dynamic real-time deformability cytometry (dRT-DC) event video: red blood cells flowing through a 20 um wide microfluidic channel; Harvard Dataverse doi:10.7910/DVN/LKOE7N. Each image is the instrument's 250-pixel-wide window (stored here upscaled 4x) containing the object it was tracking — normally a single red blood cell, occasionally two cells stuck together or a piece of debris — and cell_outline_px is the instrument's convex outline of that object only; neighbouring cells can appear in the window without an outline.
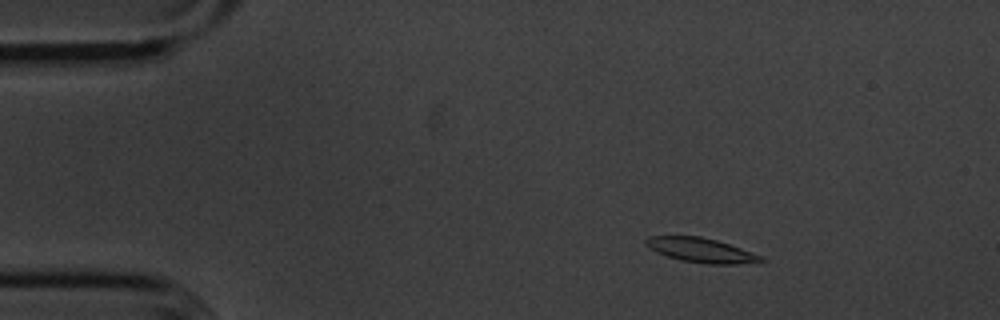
{"species": "common noctule bat (a hibernating species)", "species_latin": "Nyctalus noctula", "temperature_condition": "cold", "stored_images_in_passage": 49, "camera_frame_rate_fps": 3000, "um_per_image_px": 0.085, "animal": {"sex": "male", "body_mass_g": 20.1, "forearm_length_mm": 53.5}, "frame": {"image": 1, "passage_image": 2, "time_ms": 0.333, "image_size_px": [1000, 320], "cell_outline_px": [[768, 260], [756, 264], [708, 264], [680, 260], [656, 252], [644, 244], [644, 240], [648, 236], [700, 236], [716, 240], [764, 256]], "centroid_in_image_um": [59.66, 21.28], "position_along_channel_um": 25.3, "area_um2": 16.65}}
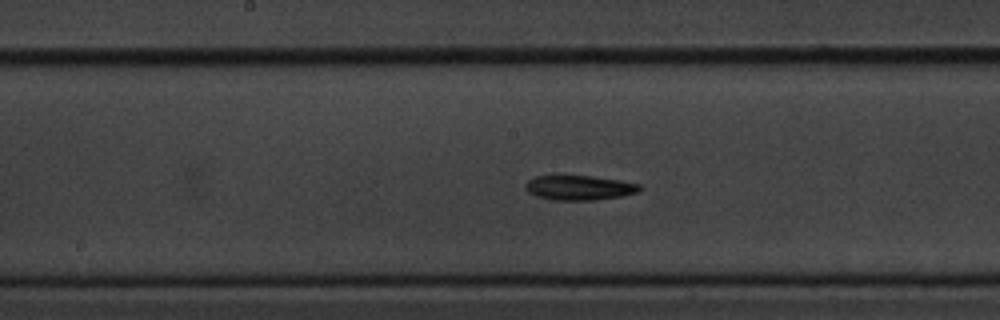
{"frame": {"image": 2, "passage_image": 22, "time_ms": 7.0, "image_size_px": [1000, 320], "cell_outline_px": [[644, 188], [640, 192], [620, 196], [596, 200], [552, 200], [536, 196], [528, 192], [524, 188], [524, 184], [532, 176], [552, 172], [592, 176], [620, 180], [640, 184]], "centroid_in_image_um": [49.16, 15.9], "position_along_channel_um": 199.0, "area_um2": 17.51}}
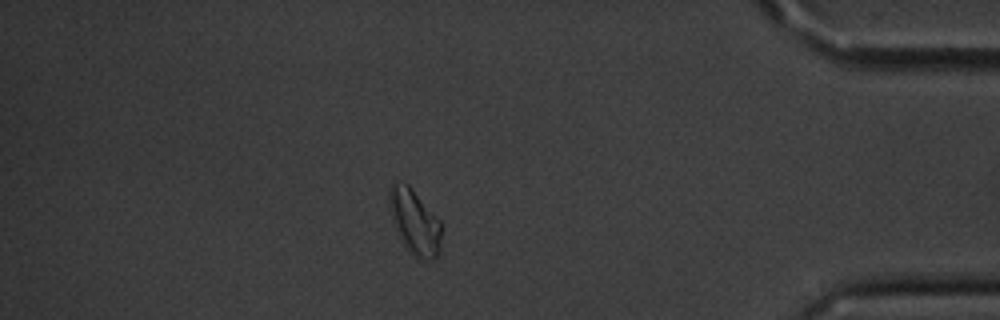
{"frame": {"image": 3, "passage_image": 42, "time_ms": 13.667, "image_size_px": [1000, 320], "cell_outline_px": [[440, 248], [436, 256], [432, 260], [416, 260], [408, 252], [400, 236], [388, 200], [388, 192], [392, 184], [408, 184], [440, 220]], "centroid_in_image_um": [35.27, 18.91], "position_along_channel_um": 399.9, "area_um2": 19.19}, "authors_computed_cell_mechanics": {"area_um2": 16.5886, "velocity_mm_per_s": 3.5737, "shape_relaxation_time_tau1_ms": 4.508, "shape_relaxation_time_tau2_ms": 5.5952, "deformation_change_tau1": 0.1326, "deformation_change_tau2": 0.1234}}